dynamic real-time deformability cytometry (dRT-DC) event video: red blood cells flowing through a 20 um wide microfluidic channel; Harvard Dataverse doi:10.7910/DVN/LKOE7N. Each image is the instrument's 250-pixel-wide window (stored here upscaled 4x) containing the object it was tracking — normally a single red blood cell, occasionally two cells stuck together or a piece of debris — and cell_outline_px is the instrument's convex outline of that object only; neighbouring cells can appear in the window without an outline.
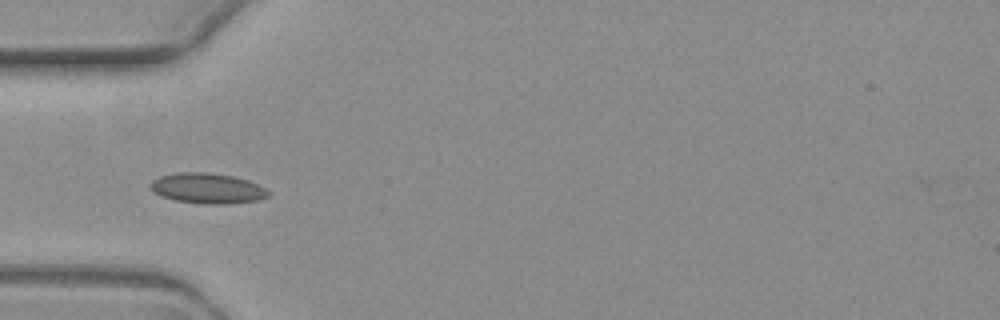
{"species": "common noctule bat (a hibernating species)", "species_latin": "Nyctalus noctula", "temperature_condition": "warm", "stored_images_in_passage": 7, "camera_frame_rate_fps": 3000, "um_per_image_px": 0.085, "animal": {"sex": "female", "body_mass_g": 19.3, "forearm_length_mm": 54.1}, "frame": {"image": 1, "passage_image": 6, "time_ms": 6.0, "image_size_px": [1000, 320], "cell_outline_px": [[272, 192], [268, 196], [256, 200], [228, 204], [204, 204], [176, 200], [160, 196], [152, 192], [148, 184], [152, 180], [160, 176], [176, 172], [208, 172], [232, 176], [248, 180]], "centroid_in_image_um": [17.58, 16.0], "position_along_channel_um": 67.4, "area_um2": 20.98}}
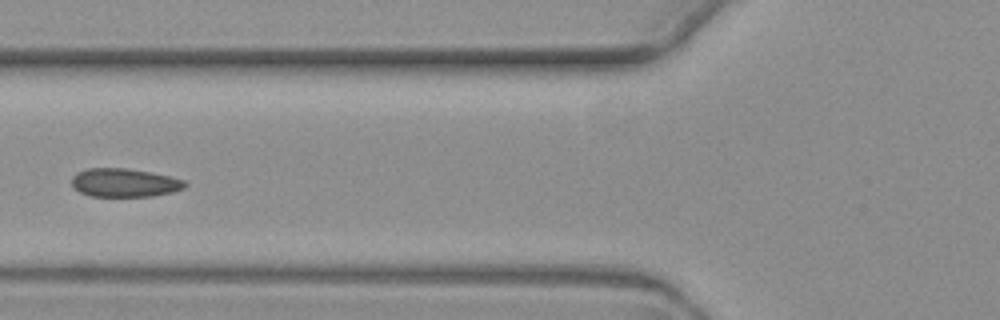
{"frame": {"image": 2, "passage_image": 7, "time_ms": 7.333, "image_size_px": [1000, 320], "cell_outline_px": [[188, 184], [184, 188], [172, 192], [152, 196], [88, 196], [72, 188], [72, 176], [76, 172], [88, 168], [124, 168], [152, 172], [184, 180]], "centroid_in_image_um": [10.55, 15.53], "position_along_channel_um": 115.3, "area_um2": 18.9}}